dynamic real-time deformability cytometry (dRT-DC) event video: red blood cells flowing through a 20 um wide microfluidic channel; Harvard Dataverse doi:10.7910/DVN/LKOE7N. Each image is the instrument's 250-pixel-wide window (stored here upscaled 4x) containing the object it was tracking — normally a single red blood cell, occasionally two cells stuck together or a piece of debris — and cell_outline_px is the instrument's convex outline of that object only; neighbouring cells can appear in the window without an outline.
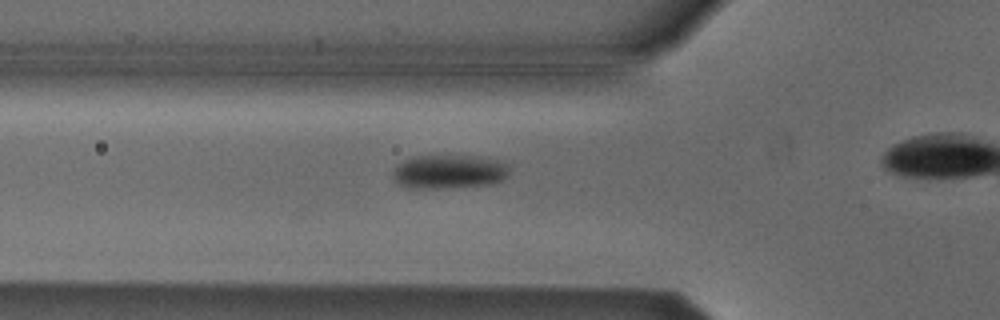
{"species": "Egyptian fruit bat (a non-hibernating species)", "species_latin": "Rousettus aegyptiacus", "temperature_condition": "cold", "stored_images_in_passage": 17, "camera_frame_rate_fps": 3000, "um_per_image_px": 0.085, "animal": {"sex": "male"}, "frame": {"image": 1, "passage_image": 12, "time_ms": 3.667, "image_size_px": [1000, 320], "cell_outline_px": [[508, 172], [500, 180], [492, 184], [440, 188], [412, 188], [400, 184], [392, 176], [392, 168], [396, 164], [412, 156], [480, 156], [496, 160], [504, 164], [508, 168]], "centroid_in_image_um": [38.09, 14.58], "position_along_channel_um": 87.7, "area_um2": 22.77}}
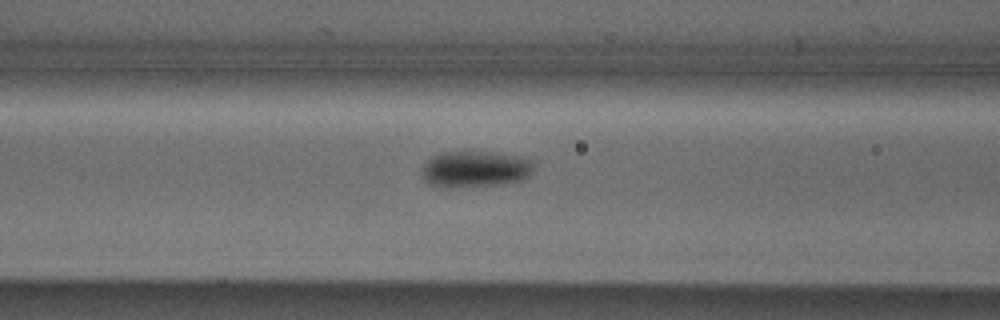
{"frame": {"image": 2, "passage_image": 15, "time_ms": 4.667, "image_size_px": [1000, 320], "cell_outline_px": [[536, 160], [532, 172], [528, 176], [520, 180], [504, 184], [448, 188], [444, 188], [432, 184], [424, 180], [420, 172], [420, 168], [432, 156], [440, 152], [496, 152], [520, 156]], "centroid_in_image_um": [40.4, 14.37], "position_along_channel_um": 126.2, "area_um2": 24.16}}